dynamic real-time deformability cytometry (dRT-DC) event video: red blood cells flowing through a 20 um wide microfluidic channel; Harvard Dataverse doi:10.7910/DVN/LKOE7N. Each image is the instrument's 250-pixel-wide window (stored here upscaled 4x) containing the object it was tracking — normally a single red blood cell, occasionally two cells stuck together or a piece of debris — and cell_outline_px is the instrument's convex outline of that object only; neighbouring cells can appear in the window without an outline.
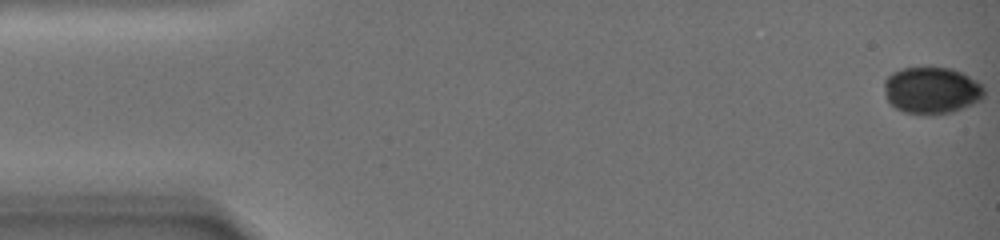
{"species": "common noctule bat (a hibernating species)", "species_latin": "Nyctalus noctula", "temperature_condition": "warm", "stored_images_in_passage": 13, "camera_frame_rate_fps": 3000, "um_per_image_px": 0.085, "animal": {"sex": "female", "body_mass_g": 19.0, "forearm_length_mm": 51.5}, "frame": {"image": 1, "passage_image": 1, "time_ms": 0.0, "image_size_px": [1000, 240], "cell_outline_px": [[984, 96], [980, 100], [972, 104], [952, 112], [932, 116], [904, 112], [896, 108], [888, 100], [884, 92], [884, 80], [892, 72], [900, 68], [952, 68], [976, 80], [984, 88]], "centroid_in_image_um": [79.17, 7.69], "position_along_channel_um": 5.8, "area_um2": 27.34}}
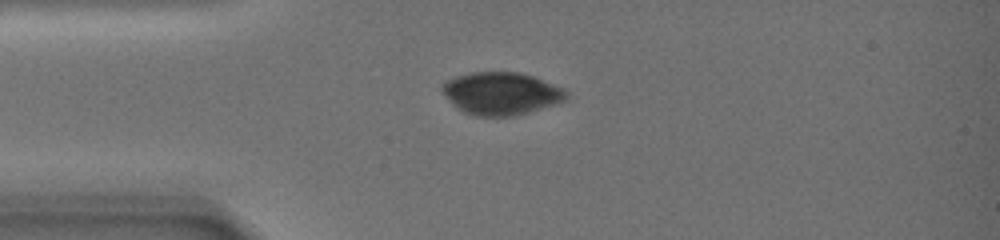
{"frame": {"image": 2, "passage_image": 10, "time_ms": 5.667, "image_size_px": [1000, 240], "cell_outline_px": [[568, 96], [564, 100], [556, 104], [528, 112], [512, 116], [472, 116], [456, 108], [448, 100], [440, 88], [448, 80], [456, 76], [472, 72], [520, 72], [532, 76], [564, 88], [568, 92]], "centroid_in_image_um": [42.59, 7.95], "position_along_channel_um": 42.4, "area_um2": 30.81}}
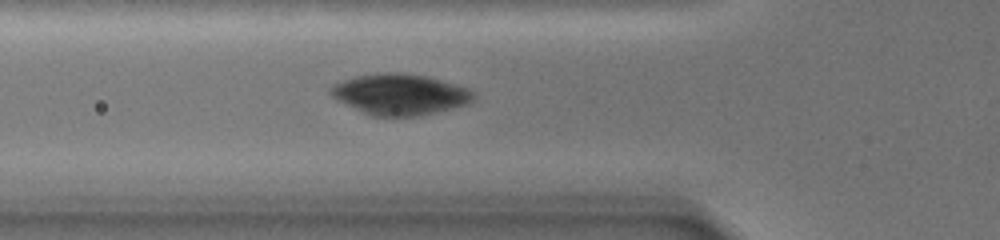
{"frame": {"image": 3, "passage_image": 13, "time_ms": 8.0, "image_size_px": [1000, 240], "cell_outline_px": [[476, 96], [468, 104], [420, 116], [372, 116], [336, 100], [328, 92], [328, 88], [332, 84], [356, 76], [376, 72], [400, 72], [428, 76], [472, 88], [476, 92]], "centroid_in_image_um": [34.02, 8.0], "position_along_channel_um": 91.8, "area_um2": 34.62}}